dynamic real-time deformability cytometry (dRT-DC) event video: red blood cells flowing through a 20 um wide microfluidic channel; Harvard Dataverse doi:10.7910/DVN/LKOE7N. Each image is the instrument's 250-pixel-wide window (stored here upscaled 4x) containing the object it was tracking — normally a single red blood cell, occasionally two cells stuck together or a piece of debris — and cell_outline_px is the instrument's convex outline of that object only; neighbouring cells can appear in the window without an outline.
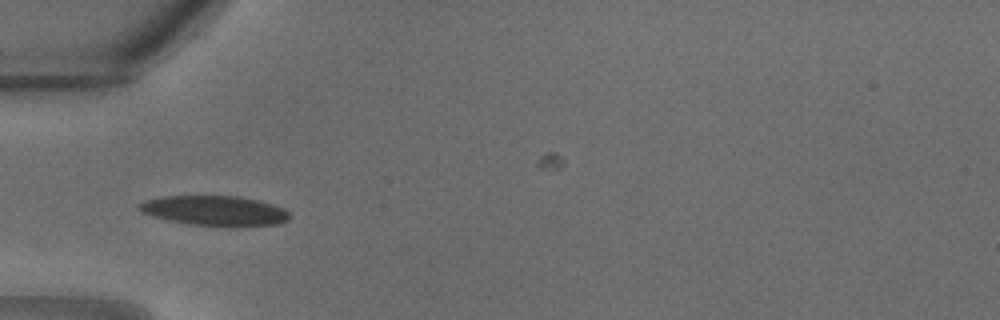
{"species": "common noctule bat (a hibernating species)", "species_latin": "Nyctalus noctula", "temperature_condition": "warm", "stored_images_in_passage": 18, "camera_frame_rate_fps": 3000, "um_per_image_px": 0.085, "animal": {"sex": "male", "body_mass_g": 18.8}, "frame": {"image": 1, "passage_image": 1, "time_ms": 0.0, "image_size_px": [1000, 320], "cell_outline_px": [[292, 216], [288, 220], [280, 224], [236, 228], [228, 228], [188, 224], [140, 212], [136, 208], [136, 204], [144, 200], [164, 196], [240, 196], [272, 204], [284, 208]], "centroid_in_image_um": [18.3, 17.93], "position_along_channel_um": 66.7, "area_um2": 26.88}}
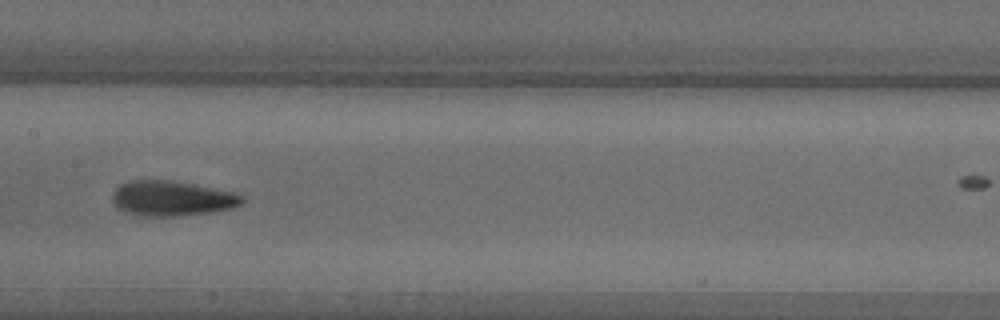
{"frame": {"image": 2, "passage_image": 7, "time_ms": 2.0, "image_size_px": [1000, 320], "cell_outline_px": [[244, 200], [240, 204], [232, 208], [212, 212], [172, 216], [144, 216], [124, 212], [112, 200], [112, 192], [120, 184], [132, 180], [168, 180], [192, 184], [236, 192], [244, 196]], "centroid_in_image_um": [14.62, 16.86], "position_along_channel_um": 192.8, "area_um2": 26.41}}
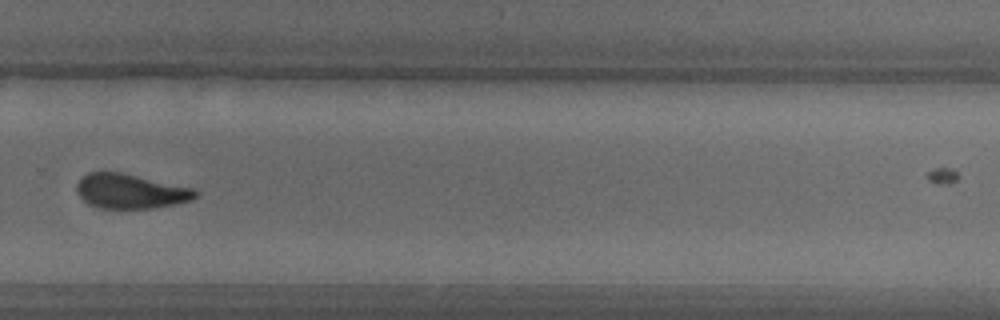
{"frame": {"image": 3, "passage_image": 13, "time_ms": 4.0, "image_size_px": [1000, 320], "cell_outline_px": [[200, 192], [192, 200], [176, 204], [152, 208], [100, 208], [88, 204], [76, 192], [76, 184], [80, 176], [88, 172], [120, 172], [196, 188]], "centroid_in_image_um": [11.1, 16.25], "position_along_channel_um": 318.7, "area_um2": 24.22}}